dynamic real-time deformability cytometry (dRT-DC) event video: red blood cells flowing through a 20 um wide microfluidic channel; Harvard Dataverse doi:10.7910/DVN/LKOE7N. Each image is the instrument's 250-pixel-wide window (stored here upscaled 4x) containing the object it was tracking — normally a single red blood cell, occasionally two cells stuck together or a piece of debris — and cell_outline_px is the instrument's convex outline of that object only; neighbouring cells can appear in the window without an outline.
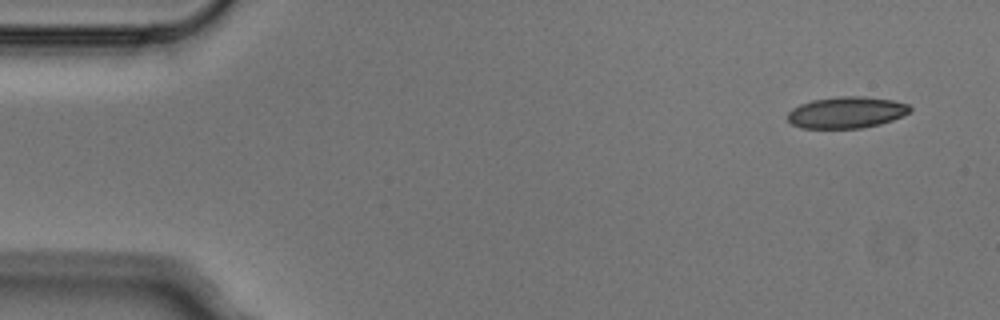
{"species": "Egyptian fruit bat (a non-hibernating species)", "species_latin": "Rousettus aegyptiacus", "temperature_condition": "cold", "stored_images_in_passage": 5, "segment_of_instrument_passage": [1, 2], "camera_frame_rate_fps": 3000, "um_per_image_px": 0.085, "animal": {"sex": "male"}, "frame": {"image": 1, "passage_image": 1, "time_ms": 0.0, "image_size_px": [1000, 320], "cell_outline_px": [[912, 112], [892, 120], [880, 124], [860, 128], [800, 128], [792, 124], [788, 120], [788, 112], [792, 108], [800, 104], [812, 100], [840, 96], [864, 96], [892, 100], [908, 104], [912, 108]], "centroid_in_image_um": [71.96, 9.55], "position_along_channel_um": 13.0, "area_um2": 22.54}}
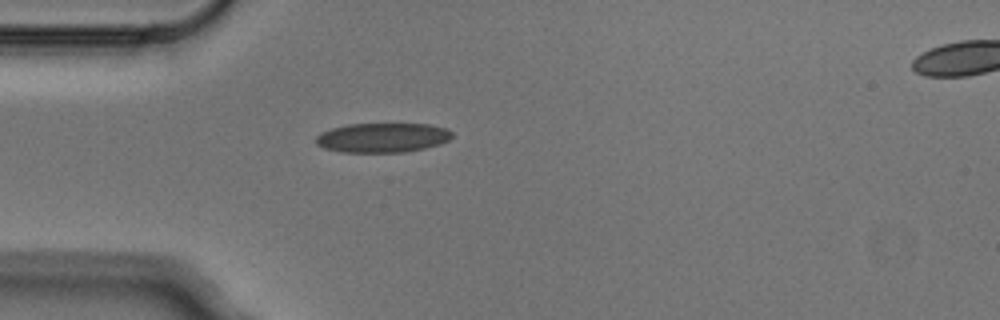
{"frame": {"image": 2, "passage_image": 4, "time_ms": 1.0, "image_size_px": [1000, 320], "cell_outline_px": [[452, 136], [448, 140], [440, 144], [424, 148], [404, 152], [340, 152], [324, 148], [316, 144], [316, 136], [320, 132], [332, 128], [348, 124], [428, 124], [448, 128], [452, 132]], "centroid_in_image_um": [32.5, 11.7], "position_along_channel_um": 52.5, "area_um2": 23.47}}